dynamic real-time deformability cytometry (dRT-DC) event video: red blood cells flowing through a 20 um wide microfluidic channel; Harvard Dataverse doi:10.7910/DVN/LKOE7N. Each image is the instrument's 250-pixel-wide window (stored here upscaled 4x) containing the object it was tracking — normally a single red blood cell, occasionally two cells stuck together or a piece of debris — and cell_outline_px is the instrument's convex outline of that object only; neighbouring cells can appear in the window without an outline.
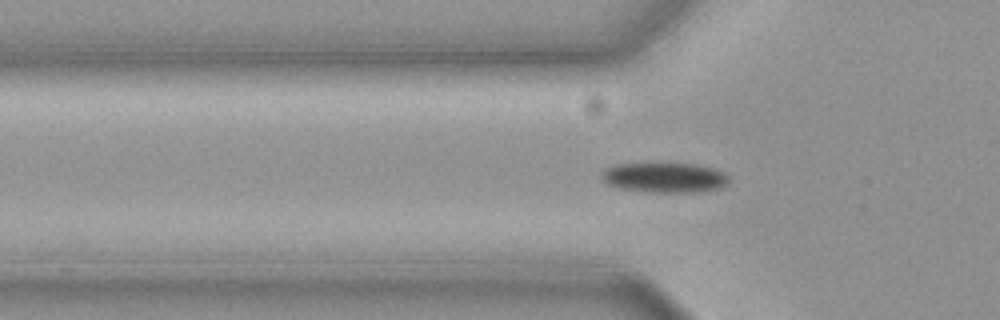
{"species": "common noctule bat (a hibernating species)", "species_latin": "Nyctalus noctula", "temperature_condition": "cold", "stored_images_in_passage": 42, "segment_of_instrument_passage": [1, 2], "camera_frame_rate_fps": 3000, "um_per_image_px": 0.085, "animal": {"sex": "female", "body_mass_g": 19.3, "forearm_length_mm": 54.1}, "frame": {"image": 1, "passage_image": 3, "time_ms": 0.667, "image_size_px": [1000, 320], "cell_outline_px": [[728, 184], [724, 188], [704, 192], [648, 192], [616, 188], [600, 180], [600, 172], [616, 164], [696, 164], [716, 168], [724, 172], [728, 176]], "centroid_in_image_um": [56.52, 15.11], "position_along_channel_um": 69.3, "area_um2": 22.66}}
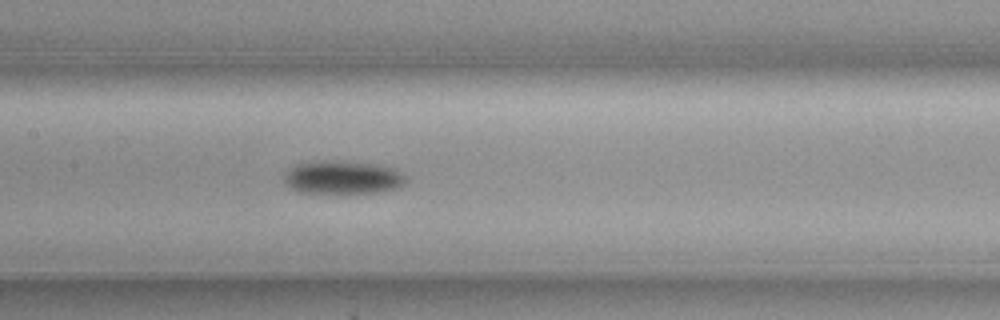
{"frame": {"image": 2, "passage_image": 12, "time_ms": 3.667, "image_size_px": [1000, 320], "cell_outline_px": [[408, 180], [404, 184], [396, 188], [384, 192], [344, 196], [340, 196], [300, 192], [292, 188], [284, 180], [284, 172], [296, 164], [372, 164], [396, 168], [408, 176]], "centroid_in_image_um": [29.23, 15.2], "position_along_channel_um": 178.2, "area_um2": 23.58}}
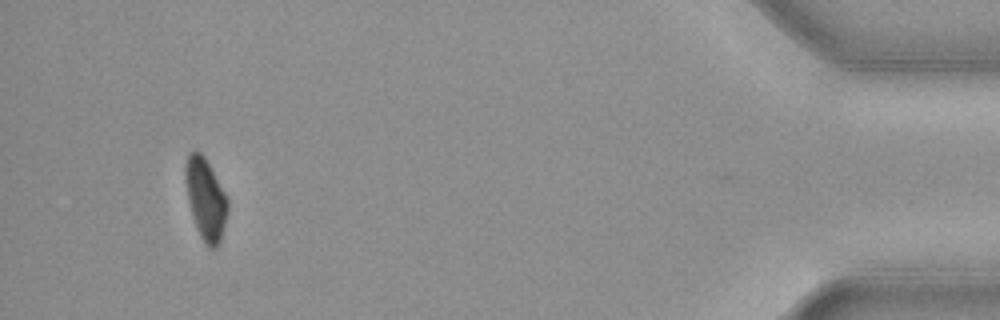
{"frame": {"image": 3, "passage_image": 38, "time_ms": 12.333, "image_size_px": [1000, 320], "cell_outline_px": [[228, 212], [220, 240], [216, 248], [208, 248], [200, 236], [196, 228], [192, 216], [188, 200], [184, 172], [184, 168], [188, 152], [200, 152], [204, 156], [228, 196]], "centroid_in_image_um": [17.48, 16.91], "position_along_channel_um": 417.7, "area_um2": 20.17}}